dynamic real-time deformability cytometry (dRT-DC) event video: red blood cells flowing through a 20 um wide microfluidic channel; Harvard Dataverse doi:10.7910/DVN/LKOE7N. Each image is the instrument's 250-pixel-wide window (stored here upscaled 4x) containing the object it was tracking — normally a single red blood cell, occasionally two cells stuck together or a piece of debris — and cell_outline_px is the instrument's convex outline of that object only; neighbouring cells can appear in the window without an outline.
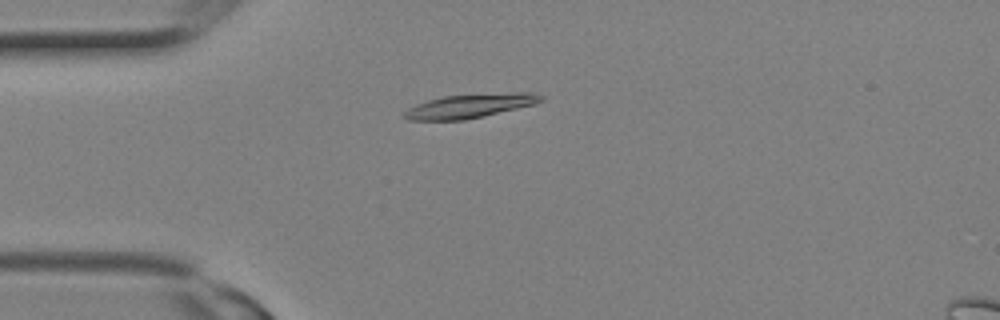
{"species": "Egyptian fruit bat (a non-hibernating species)", "species_latin": "Rousettus aegyptiacus", "temperature_condition": "room temperature", "stored_images_in_passage": 2, "camera_frame_rate_fps": 3000, "um_per_image_px": 0.085, "animal": {"sex": "female"}, "frame": {"image": 1, "passage_image": 1, "time_ms": 0.0, "image_size_px": [1000, 320], "cell_outline_px": [[544, 100], [536, 104], [484, 116], [464, 120], [408, 120], [404, 116], [404, 112], [408, 108], [416, 104], [428, 100], [444, 96], [516, 92], [536, 92], [544, 96]], "centroid_in_image_um": [40.01, 9.0], "position_along_channel_um": 45.0, "area_um2": 19.13}}